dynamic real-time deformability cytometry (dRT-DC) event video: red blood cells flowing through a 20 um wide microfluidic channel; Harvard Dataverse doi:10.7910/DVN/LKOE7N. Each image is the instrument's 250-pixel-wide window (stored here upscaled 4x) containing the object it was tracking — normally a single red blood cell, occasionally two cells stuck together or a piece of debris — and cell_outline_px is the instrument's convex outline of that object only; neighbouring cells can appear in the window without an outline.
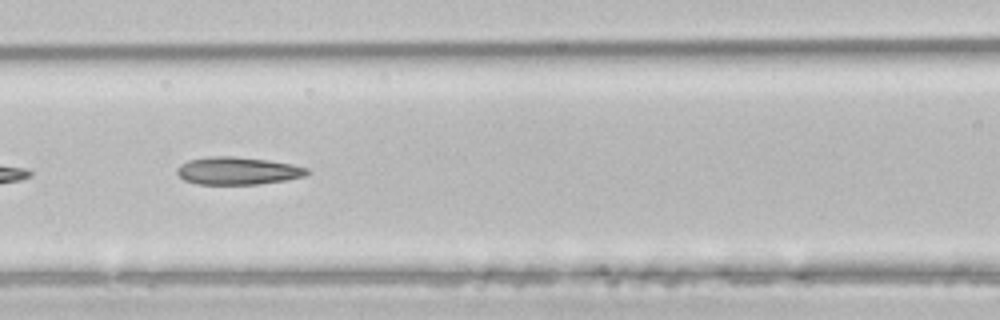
{"species": "common noctule bat (a hibernating species)", "species_latin": "Nyctalus noctula", "temperature_condition": "room temperature", "stored_images_in_passage": 8, "camera_frame_rate_fps": 3000, "um_per_image_px": 0.085, "animal": {"sex": "male", "body_mass_g": 21.5, "forearm_length_mm": 52.0}, "frame": {"image": 1, "passage_image": 7, "time_ms": 2.0, "image_size_px": [1000, 320], "cell_outline_px": [[308, 172], [304, 176], [284, 180], [256, 184], [200, 184], [184, 180], [176, 172], [176, 168], [180, 164], [188, 160], [208, 156], [236, 156], [268, 160], [292, 164], [308, 168]], "centroid_in_image_um": [20.16, 14.5], "position_along_channel_um": 146.4, "area_um2": 20.87}}
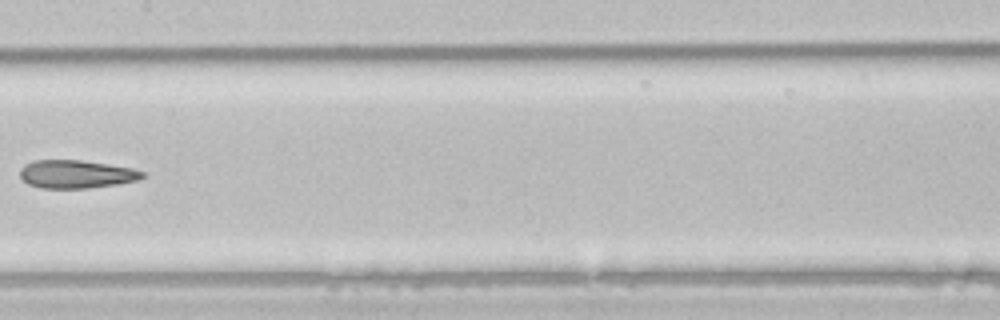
{"frame": {"image": 2, "passage_image": 8, "time_ms": 2.333, "image_size_px": [1000, 320], "cell_outline_px": [[144, 176], [136, 180], [116, 184], [88, 188], [40, 188], [28, 184], [20, 176], [20, 168], [24, 164], [36, 160], [80, 160], [108, 164], [132, 168], [144, 172]], "centroid_in_image_um": [6.44, 14.8], "position_along_channel_um": 201.0, "area_um2": 19.94}}